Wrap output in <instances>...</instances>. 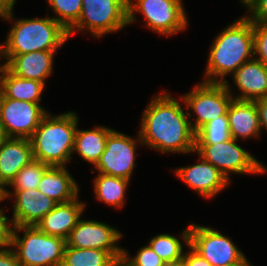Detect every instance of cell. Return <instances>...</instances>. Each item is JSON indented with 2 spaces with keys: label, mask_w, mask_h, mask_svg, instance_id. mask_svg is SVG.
I'll list each match as a JSON object with an SVG mask.
<instances>
[{
  "label": "cell",
  "mask_w": 267,
  "mask_h": 266,
  "mask_svg": "<svg viewBox=\"0 0 267 266\" xmlns=\"http://www.w3.org/2000/svg\"><path fill=\"white\" fill-rule=\"evenodd\" d=\"M187 117H191L188 110L185 112L169 93H161L144 111L138 141L163 153H191L196 133Z\"/></svg>",
  "instance_id": "6da1fadb"
},
{
  "label": "cell",
  "mask_w": 267,
  "mask_h": 266,
  "mask_svg": "<svg viewBox=\"0 0 267 266\" xmlns=\"http://www.w3.org/2000/svg\"><path fill=\"white\" fill-rule=\"evenodd\" d=\"M209 51L206 79L203 81L224 83V76L233 74L255 56L253 22L245 16L224 28Z\"/></svg>",
  "instance_id": "7a4b0ae2"
},
{
  "label": "cell",
  "mask_w": 267,
  "mask_h": 266,
  "mask_svg": "<svg viewBox=\"0 0 267 266\" xmlns=\"http://www.w3.org/2000/svg\"><path fill=\"white\" fill-rule=\"evenodd\" d=\"M76 113L51 116L48 112L30 138L33 157L48 166H65L74 149Z\"/></svg>",
  "instance_id": "3957f363"
},
{
  "label": "cell",
  "mask_w": 267,
  "mask_h": 266,
  "mask_svg": "<svg viewBox=\"0 0 267 266\" xmlns=\"http://www.w3.org/2000/svg\"><path fill=\"white\" fill-rule=\"evenodd\" d=\"M68 39V31L51 17L17 19L5 44H0V59H6L5 65L15 55L57 50Z\"/></svg>",
  "instance_id": "277c9868"
},
{
  "label": "cell",
  "mask_w": 267,
  "mask_h": 266,
  "mask_svg": "<svg viewBox=\"0 0 267 266\" xmlns=\"http://www.w3.org/2000/svg\"><path fill=\"white\" fill-rule=\"evenodd\" d=\"M19 231H24L22 238ZM11 246L21 266H61L66 240L45 234L36 226H14Z\"/></svg>",
  "instance_id": "5b68a950"
},
{
  "label": "cell",
  "mask_w": 267,
  "mask_h": 266,
  "mask_svg": "<svg viewBox=\"0 0 267 266\" xmlns=\"http://www.w3.org/2000/svg\"><path fill=\"white\" fill-rule=\"evenodd\" d=\"M128 24V0H82L81 15L68 30H88L96 38L123 29Z\"/></svg>",
  "instance_id": "8992f818"
},
{
  "label": "cell",
  "mask_w": 267,
  "mask_h": 266,
  "mask_svg": "<svg viewBox=\"0 0 267 266\" xmlns=\"http://www.w3.org/2000/svg\"><path fill=\"white\" fill-rule=\"evenodd\" d=\"M180 99L186 105L185 109L197 115L195 123L191 124L196 133L209 121L225 115L233 97L228 81L225 80L224 83L203 81Z\"/></svg>",
  "instance_id": "52a82bcc"
},
{
  "label": "cell",
  "mask_w": 267,
  "mask_h": 266,
  "mask_svg": "<svg viewBox=\"0 0 267 266\" xmlns=\"http://www.w3.org/2000/svg\"><path fill=\"white\" fill-rule=\"evenodd\" d=\"M135 12L142 13L145 26L161 35H172L188 26L182 0H128V24L136 20Z\"/></svg>",
  "instance_id": "ba28073f"
},
{
  "label": "cell",
  "mask_w": 267,
  "mask_h": 266,
  "mask_svg": "<svg viewBox=\"0 0 267 266\" xmlns=\"http://www.w3.org/2000/svg\"><path fill=\"white\" fill-rule=\"evenodd\" d=\"M204 160L219 169L229 180L230 172L236 174L265 173L267 169L232 137L216 144H195V151Z\"/></svg>",
  "instance_id": "9c48e42d"
},
{
  "label": "cell",
  "mask_w": 267,
  "mask_h": 266,
  "mask_svg": "<svg viewBox=\"0 0 267 266\" xmlns=\"http://www.w3.org/2000/svg\"><path fill=\"white\" fill-rule=\"evenodd\" d=\"M189 231L190 246L212 266H227L245 257L230 238L213 228L190 224Z\"/></svg>",
  "instance_id": "30bf717a"
},
{
  "label": "cell",
  "mask_w": 267,
  "mask_h": 266,
  "mask_svg": "<svg viewBox=\"0 0 267 266\" xmlns=\"http://www.w3.org/2000/svg\"><path fill=\"white\" fill-rule=\"evenodd\" d=\"M46 113L40 104L10 99L0 91V121L8 138L30 139Z\"/></svg>",
  "instance_id": "8fae6325"
},
{
  "label": "cell",
  "mask_w": 267,
  "mask_h": 266,
  "mask_svg": "<svg viewBox=\"0 0 267 266\" xmlns=\"http://www.w3.org/2000/svg\"><path fill=\"white\" fill-rule=\"evenodd\" d=\"M122 234L112 226L94 221L78 220L76 226L66 239V245L80 249H100L108 251L117 261L122 260L124 249L116 242Z\"/></svg>",
  "instance_id": "7c38bea8"
},
{
  "label": "cell",
  "mask_w": 267,
  "mask_h": 266,
  "mask_svg": "<svg viewBox=\"0 0 267 266\" xmlns=\"http://www.w3.org/2000/svg\"><path fill=\"white\" fill-rule=\"evenodd\" d=\"M137 140L113 130L107 137L106 147L95 165L99 173L130 180L135 167Z\"/></svg>",
  "instance_id": "4fadbf2b"
},
{
  "label": "cell",
  "mask_w": 267,
  "mask_h": 266,
  "mask_svg": "<svg viewBox=\"0 0 267 266\" xmlns=\"http://www.w3.org/2000/svg\"><path fill=\"white\" fill-rule=\"evenodd\" d=\"M14 194L13 226H36L57 204L38 189L1 191V198L6 199Z\"/></svg>",
  "instance_id": "5bb4252c"
},
{
  "label": "cell",
  "mask_w": 267,
  "mask_h": 266,
  "mask_svg": "<svg viewBox=\"0 0 267 266\" xmlns=\"http://www.w3.org/2000/svg\"><path fill=\"white\" fill-rule=\"evenodd\" d=\"M199 164L180 167L174 172L191 189L204 198H212L228 186L230 181L215 166L200 157Z\"/></svg>",
  "instance_id": "9a60e30c"
},
{
  "label": "cell",
  "mask_w": 267,
  "mask_h": 266,
  "mask_svg": "<svg viewBox=\"0 0 267 266\" xmlns=\"http://www.w3.org/2000/svg\"><path fill=\"white\" fill-rule=\"evenodd\" d=\"M33 157L30 139L7 138L0 144V191H2L15 177V175Z\"/></svg>",
  "instance_id": "2e32d148"
},
{
  "label": "cell",
  "mask_w": 267,
  "mask_h": 266,
  "mask_svg": "<svg viewBox=\"0 0 267 266\" xmlns=\"http://www.w3.org/2000/svg\"><path fill=\"white\" fill-rule=\"evenodd\" d=\"M78 197L66 203H58L45 215L36 227L45 234L66 240L85 209Z\"/></svg>",
  "instance_id": "e0dca14e"
},
{
  "label": "cell",
  "mask_w": 267,
  "mask_h": 266,
  "mask_svg": "<svg viewBox=\"0 0 267 266\" xmlns=\"http://www.w3.org/2000/svg\"><path fill=\"white\" fill-rule=\"evenodd\" d=\"M233 81L241 94L234 99L255 101L267 97V66L253 58L233 74Z\"/></svg>",
  "instance_id": "ac0fdd59"
},
{
  "label": "cell",
  "mask_w": 267,
  "mask_h": 266,
  "mask_svg": "<svg viewBox=\"0 0 267 266\" xmlns=\"http://www.w3.org/2000/svg\"><path fill=\"white\" fill-rule=\"evenodd\" d=\"M57 51H35L13 56L4 66L23 79L43 82L53 71V58Z\"/></svg>",
  "instance_id": "d6986e66"
},
{
  "label": "cell",
  "mask_w": 267,
  "mask_h": 266,
  "mask_svg": "<svg viewBox=\"0 0 267 266\" xmlns=\"http://www.w3.org/2000/svg\"><path fill=\"white\" fill-rule=\"evenodd\" d=\"M227 117L230 136L235 140L259 136L262 132L255 101L233 98L227 110Z\"/></svg>",
  "instance_id": "ffe728a7"
},
{
  "label": "cell",
  "mask_w": 267,
  "mask_h": 266,
  "mask_svg": "<svg viewBox=\"0 0 267 266\" xmlns=\"http://www.w3.org/2000/svg\"><path fill=\"white\" fill-rule=\"evenodd\" d=\"M37 189L58 203L78 197L79 187L66 166H50L43 174Z\"/></svg>",
  "instance_id": "44dd1931"
},
{
  "label": "cell",
  "mask_w": 267,
  "mask_h": 266,
  "mask_svg": "<svg viewBox=\"0 0 267 266\" xmlns=\"http://www.w3.org/2000/svg\"><path fill=\"white\" fill-rule=\"evenodd\" d=\"M44 87L43 82L20 78L0 65V91L7 98L40 104Z\"/></svg>",
  "instance_id": "7402d4cb"
},
{
  "label": "cell",
  "mask_w": 267,
  "mask_h": 266,
  "mask_svg": "<svg viewBox=\"0 0 267 266\" xmlns=\"http://www.w3.org/2000/svg\"><path fill=\"white\" fill-rule=\"evenodd\" d=\"M114 129L97 126L92 130H79L75 133L74 149L81 158L94 166L106 147L107 137Z\"/></svg>",
  "instance_id": "603a6c76"
},
{
  "label": "cell",
  "mask_w": 267,
  "mask_h": 266,
  "mask_svg": "<svg viewBox=\"0 0 267 266\" xmlns=\"http://www.w3.org/2000/svg\"><path fill=\"white\" fill-rule=\"evenodd\" d=\"M129 180L99 173L94 180L95 196L99 201L117 208L124 205Z\"/></svg>",
  "instance_id": "cb8c5ba5"
},
{
  "label": "cell",
  "mask_w": 267,
  "mask_h": 266,
  "mask_svg": "<svg viewBox=\"0 0 267 266\" xmlns=\"http://www.w3.org/2000/svg\"><path fill=\"white\" fill-rule=\"evenodd\" d=\"M117 262L108 251L66 245L61 266H115Z\"/></svg>",
  "instance_id": "d4e9b609"
},
{
  "label": "cell",
  "mask_w": 267,
  "mask_h": 266,
  "mask_svg": "<svg viewBox=\"0 0 267 266\" xmlns=\"http://www.w3.org/2000/svg\"><path fill=\"white\" fill-rule=\"evenodd\" d=\"M231 138L227 113L209 121L196 132L195 144H216Z\"/></svg>",
  "instance_id": "484cf974"
},
{
  "label": "cell",
  "mask_w": 267,
  "mask_h": 266,
  "mask_svg": "<svg viewBox=\"0 0 267 266\" xmlns=\"http://www.w3.org/2000/svg\"><path fill=\"white\" fill-rule=\"evenodd\" d=\"M50 166L38 160H32L24 166L7 186L14 187V190L37 189L44 172Z\"/></svg>",
  "instance_id": "4316f807"
},
{
  "label": "cell",
  "mask_w": 267,
  "mask_h": 266,
  "mask_svg": "<svg viewBox=\"0 0 267 266\" xmlns=\"http://www.w3.org/2000/svg\"><path fill=\"white\" fill-rule=\"evenodd\" d=\"M148 246L166 263L181 260L184 256L180 240L169 234L154 236Z\"/></svg>",
  "instance_id": "83f0119b"
},
{
  "label": "cell",
  "mask_w": 267,
  "mask_h": 266,
  "mask_svg": "<svg viewBox=\"0 0 267 266\" xmlns=\"http://www.w3.org/2000/svg\"><path fill=\"white\" fill-rule=\"evenodd\" d=\"M56 17H52L67 31L78 21L81 15L82 0H47Z\"/></svg>",
  "instance_id": "f1b7e54d"
},
{
  "label": "cell",
  "mask_w": 267,
  "mask_h": 266,
  "mask_svg": "<svg viewBox=\"0 0 267 266\" xmlns=\"http://www.w3.org/2000/svg\"><path fill=\"white\" fill-rule=\"evenodd\" d=\"M122 261L128 266H165L166 262L160 258L148 245L139 249L134 258H130L124 249Z\"/></svg>",
  "instance_id": "f546056e"
},
{
  "label": "cell",
  "mask_w": 267,
  "mask_h": 266,
  "mask_svg": "<svg viewBox=\"0 0 267 266\" xmlns=\"http://www.w3.org/2000/svg\"><path fill=\"white\" fill-rule=\"evenodd\" d=\"M254 58L267 66V23L253 22Z\"/></svg>",
  "instance_id": "4dcf8cb0"
},
{
  "label": "cell",
  "mask_w": 267,
  "mask_h": 266,
  "mask_svg": "<svg viewBox=\"0 0 267 266\" xmlns=\"http://www.w3.org/2000/svg\"><path fill=\"white\" fill-rule=\"evenodd\" d=\"M190 226H188L181 235L186 245L188 246V252L184 253L183 260L185 261L186 266H212L209 261L203 258L198 252H196L190 246Z\"/></svg>",
  "instance_id": "1f68e13d"
},
{
  "label": "cell",
  "mask_w": 267,
  "mask_h": 266,
  "mask_svg": "<svg viewBox=\"0 0 267 266\" xmlns=\"http://www.w3.org/2000/svg\"><path fill=\"white\" fill-rule=\"evenodd\" d=\"M251 16H246L252 22L267 23V0H248L245 4Z\"/></svg>",
  "instance_id": "d6a6232c"
},
{
  "label": "cell",
  "mask_w": 267,
  "mask_h": 266,
  "mask_svg": "<svg viewBox=\"0 0 267 266\" xmlns=\"http://www.w3.org/2000/svg\"><path fill=\"white\" fill-rule=\"evenodd\" d=\"M3 209L0 208V251L7 249L12 245V236H13V221L8 219L4 213ZM13 226L9 227V224Z\"/></svg>",
  "instance_id": "836d02e7"
},
{
  "label": "cell",
  "mask_w": 267,
  "mask_h": 266,
  "mask_svg": "<svg viewBox=\"0 0 267 266\" xmlns=\"http://www.w3.org/2000/svg\"><path fill=\"white\" fill-rule=\"evenodd\" d=\"M0 266H21L14 250L5 249L0 251Z\"/></svg>",
  "instance_id": "e575fe53"
},
{
  "label": "cell",
  "mask_w": 267,
  "mask_h": 266,
  "mask_svg": "<svg viewBox=\"0 0 267 266\" xmlns=\"http://www.w3.org/2000/svg\"><path fill=\"white\" fill-rule=\"evenodd\" d=\"M259 114L261 130L264 127L267 130V98L255 100Z\"/></svg>",
  "instance_id": "d590c367"
},
{
  "label": "cell",
  "mask_w": 267,
  "mask_h": 266,
  "mask_svg": "<svg viewBox=\"0 0 267 266\" xmlns=\"http://www.w3.org/2000/svg\"><path fill=\"white\" fill-rule=\"evenodd\" d=\"M16 0H0V17L7 20H12L13 18V7Z\"/></svg>",
  "instance_id": "8d00e7d4"
},
{
  "label": "cell",
  "mask_w": 267,
  "mask_h": 266,
  "mask_svg": "<svg viewBox=\"0 0 267 266\" xmlns=\"http://www.w3.org/2000/svg\"><path fill=\"white\" fill-rule=\"evenodd\" d=\"M7 138L8 136L6 135L4 127L0 121V144L3 143Z\"/></svg>",
  "instance_id": "74e56055"
},
{
  "label": "cell",
  "mask_w": 267,
  "mask_h": 266,
  "mask_svg": "<svg viewBox=\"0 0 267 266\" xmlns=\"http://www.w3.org/2000/svg\"><path fill=\"white\" fill-rule=\"evenodd\" d=\"M227 266H251L250 263L248 262L247 258L244 257L240 262L233 263Z\"/></svg>",
  "instance_id": "f35d334b"
},
{
  "label": "cell",
  "mask_w": 267,
  "mask_h": 266,
  "mask_svg": "<svg viewBox=\"0 0 267 266\" xmlns=\"http://www.w3.org/2000/svg\"><path fill=\"white\" fill-rule=\"evenodd\" d=\"M165 266H186L185 261L183 259L175 261V262H169L166 263Z\"/></svg>",
  "instance_id": "ab89813d"
},
{
  "label": "cell",
  "mask_w": 267,
  "mask_h": 266,
  "mask_svg": "<svg viewBox=\"0 0 267 266\" xmlns=\"http://www.w3.org/2000/svg\"><path fill=\"white\" fill-rule=\"evenodd\" d=\"M115 266H128L122 260L118 261Z\"/></svg>",
  "instance_id": "60d3db41"
},
{
  "label": "cell",
  "mask_w": 267,
  "mask_h": 266,
  "mask_svg": "<svg viewBox=\"0 0 267 266\" xmlns=\"http://www.w3.org/2000/svg\"><path fill=\"white\" fill-rule=\"evenodd\" d=\"M242 3H243V5L248 1V0H240Z\"/></svg>",
  "instance_id": "b9f144b4"
}]
</instances>
